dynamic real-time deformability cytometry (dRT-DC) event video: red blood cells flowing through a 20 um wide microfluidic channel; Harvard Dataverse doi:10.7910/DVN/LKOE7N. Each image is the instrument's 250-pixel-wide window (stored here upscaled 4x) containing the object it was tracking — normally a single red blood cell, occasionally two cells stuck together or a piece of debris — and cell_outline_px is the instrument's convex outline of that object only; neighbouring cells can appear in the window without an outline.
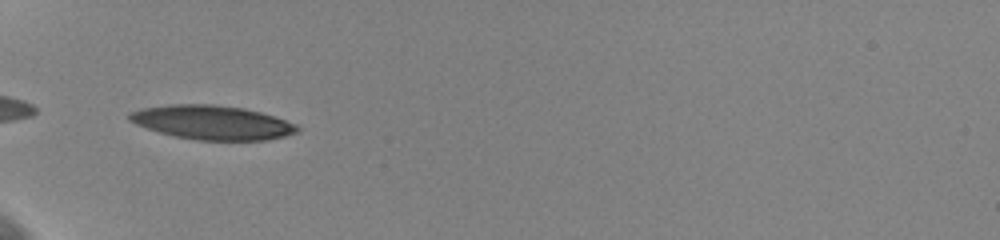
{"species": "human", "species_latin": "Homo sapiens", "temperature_condition": "cold", "stored_images_in_passage": 37, "camera_frame_rate_fps": 3000, "um_per_image_px": 0.085, "donor": {"sex": "female"}, "frame": {"image": 1, "passage_image": 1, "time_ms": 0.0, "image_size_px": [1000, 240], "cell_outline_px": [[300, 132], [268, 140], [196, 140], [176, 136], [160, 132], [136, 124], [128, 120], [128, 112], [140, 108], [172, 104], [212, 104], [244, 108], [260, 112], [296, 124], [300, 128]], "centroid_in_image_um": [18.03, 10.4], "position_along_channel_um": 67.0, "area_um2": 33.29}, "authors_computed_cell_mechanics": {"area_um2": 32.8304, "velocity_mm_per_s": 3.6121, "shape_relaxation_time_tau1_ms": 4.6281, "shape_relaxation_time_tau2_ms": 2.7889, "deformation_change_tau1": 0.16, "deformation_change_tau2": 0.105}}